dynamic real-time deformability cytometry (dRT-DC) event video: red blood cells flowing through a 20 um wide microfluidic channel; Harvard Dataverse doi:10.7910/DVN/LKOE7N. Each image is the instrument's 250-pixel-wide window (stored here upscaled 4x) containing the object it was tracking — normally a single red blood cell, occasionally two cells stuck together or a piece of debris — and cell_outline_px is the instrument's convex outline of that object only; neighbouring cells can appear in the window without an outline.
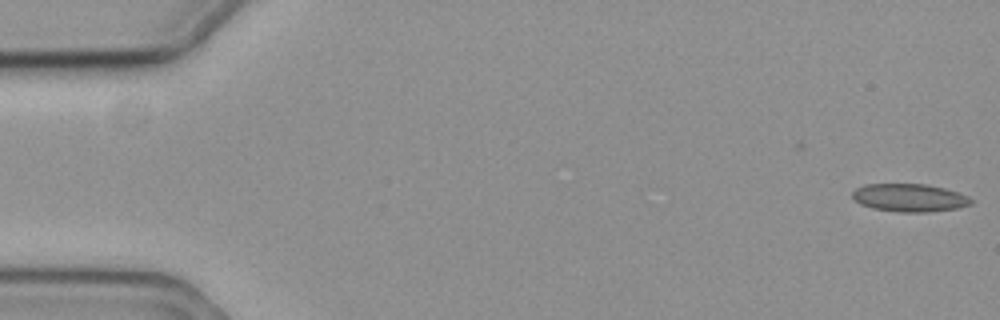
{"species": "common noctule bat (a hibernating species)", "species_latin": "Nyctalus noctula", "temperature_condition": "cold", "stored_images_in_passage": 54, "camera_frame_rate_fps": 3000, "um_per_image_px": 0.085, "animal": {"sex": "female", "body_mass_g": 19.3, "forearm_length_mm": 54.1}, "frame": {"image": 1, "passage_image": 1, "time_ms": 0.0, "image_size_px": [1000, 320], "cell_outline_px": [[972, 204], [956, 208], [932, 212], [896, 212], [872, 208], [860, 204], [852, 196], [852, 192], [856, 188], [864, 184], [924, 184], [944, 188], [968, 196], [972, 200]], "centroid_in_image_um": [77.29, 16.81], "position_along_channel_um": 7.7, "area_um2": 19.31}}
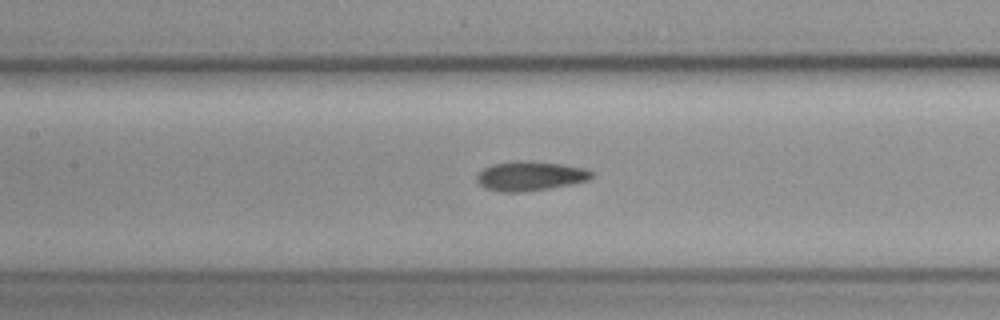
{"frame": {"image": 2, "passage_image": 27, "time_ms": 8.667, "image_size_px": [1000, 320], "cell_outline_px": [[596, 176], [588, 180], [572, 184], [524, 192], [500, 192], [484, 188], [476, 180], [476, 176], [484, 168], [492, 164], [512, 160], [528, 160], [564, 164], [584, 168], [596, 172]], "centroid_in_image_um": [45.09, 14.95], "position_along_channel_um": 162.3, "area_um2": 20.11}}
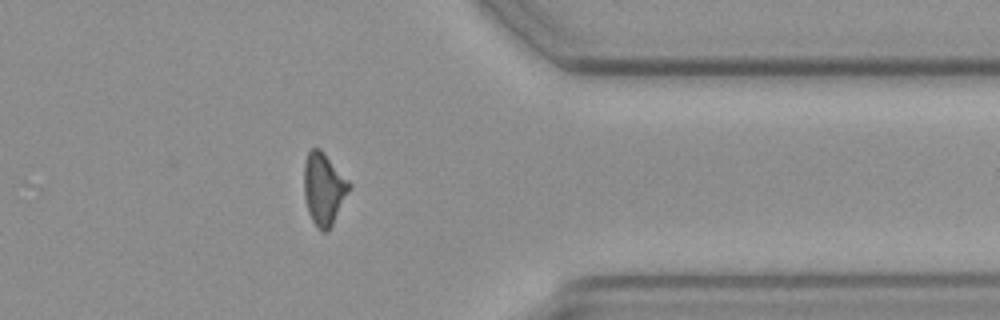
{"frame": {"image": 3, "passage_image": 47, "time_ms": 15.333, "image_size_px": [1000, 320], "cell_outline_px": [[352, 188], [328, 232], [320, 232], [312, 220], [308, 212], [304, 196], [304, 164], [308, 152], [312, 148], [320, 148], [324, 152], [352, 184]], "centroid_in_image_um": [27.54, 16.06], "position_along_channel_um": 383.9, "area_um2": 19.25}}